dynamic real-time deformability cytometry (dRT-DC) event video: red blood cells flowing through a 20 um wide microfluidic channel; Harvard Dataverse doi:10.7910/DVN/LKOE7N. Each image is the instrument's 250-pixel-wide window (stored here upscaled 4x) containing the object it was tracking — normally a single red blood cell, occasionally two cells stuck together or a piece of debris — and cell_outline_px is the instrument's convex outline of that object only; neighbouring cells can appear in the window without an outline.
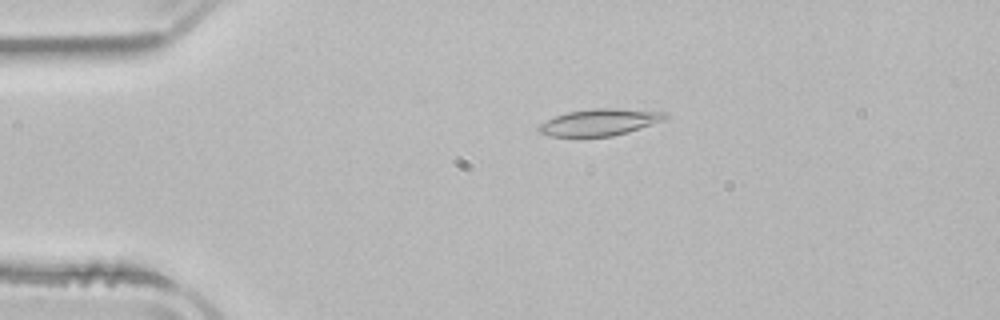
{"species": "common noctule bat (a hibernating species)", "species_latin": "Nyctalus noctula", "temperature_condition": "room temperature", "stored_images_in_passage": 52, "camera_frame_rate_fps": 3000, "um_per_image_px": 0.085, "animal": {"sex": "male", "body_mass_g": 21.5, "forearm_length_mm": 52.0}, "frame": {"image": 1, "passage_image": 11, "time_ms": 3.333, "image_size_px": [1000, 320], "cell_outline_px": [[668, 116], [664, 120], [628, 132], [612, 136], [548, 136], [540, 132], [536, 128], [540, 124], [556, 116], [568, 112], [592, 108], [616, 108], [668, 112]], "centroid_in_image_um": [50.99, 10.38], "position_along_channel_um": 34.0, "area_um2": 19.54}}
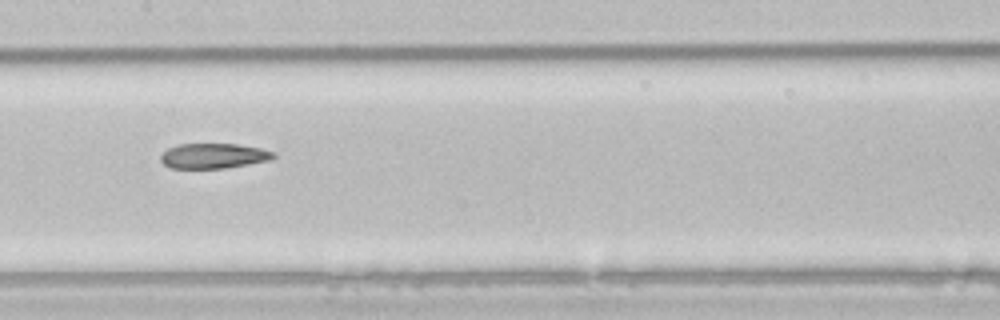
{"frame": {"image": 2, "passage_image": 26, "time_ms": 8.333, "image_size_px": [1000, 320], "cell_outline_px": [[276, 156], [268, 160], [248, 164], [224, 168], [172, 168], [164, 164], [160, 160], [160, 156], [168, 148], [180, 144], [236, 144], [260, 148], [276, 152]], "centroid_in_image_um": [18.15, 13.24], "position_along_channel_um": 189.2, "area_um2": 16.36}}
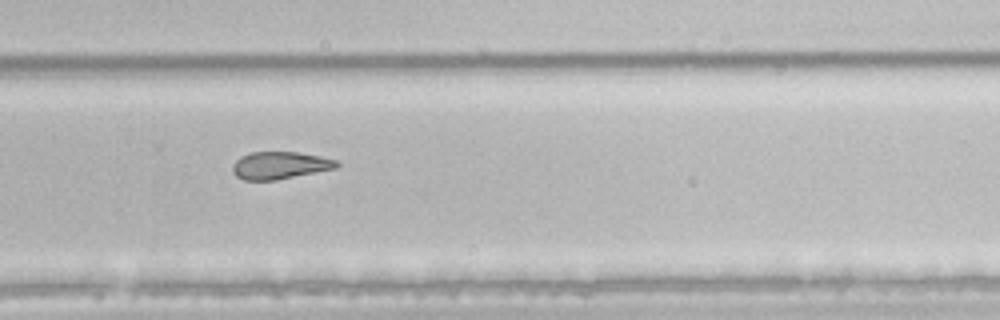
{"frame": {"image": 3, "passage_image": 35, "time_ms": 11.333, "image_size_px": [1000, 320], "cell_outline_px": [[340, 164], [336, 168], [276, 180], [244, 180], [236, 176], [232, 172], [232, 164], [240, 156], [248, 152], [296, 152], [320, 156], [336, 160]], "centroid_in_image_um": [23.75, 14.05], "position_along_channel_um": 306.1, "area_um2": 16.65}, "authors_computed_cell_mechanics": {"area_um2": 19.3052, "velocity_mm_per_s": 3.9148, "shape_relaxation_time_tau1_ms": null, "shape_relaxation_time_tau2_ms": 3.3297, "deformation_change_tau1": null, "deformation_change_tau2": 0.0967}}